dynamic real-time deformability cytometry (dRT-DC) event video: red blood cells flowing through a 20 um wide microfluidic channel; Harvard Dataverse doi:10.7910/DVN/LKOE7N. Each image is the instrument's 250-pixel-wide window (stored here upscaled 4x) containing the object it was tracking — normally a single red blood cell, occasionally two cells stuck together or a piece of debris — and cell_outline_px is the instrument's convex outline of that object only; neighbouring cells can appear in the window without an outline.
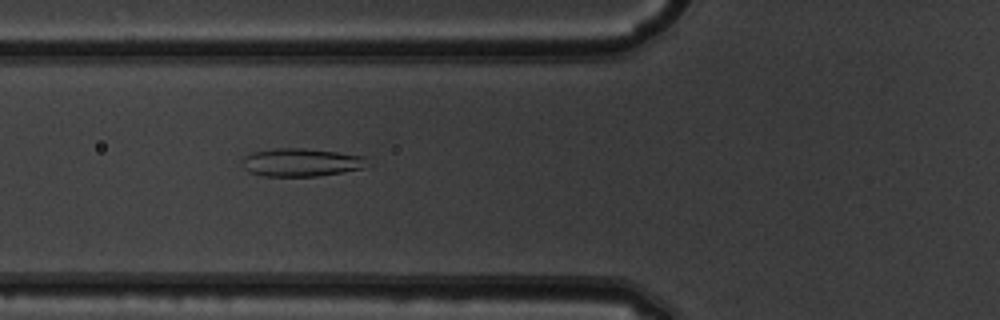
{"species": "common noctule bat (a hibernating species)", "species_latin": "Nyctalus noctula", "temperature_condition": "warm", "stored_images_in_passage": 50, "camera_frame_rate_fps": 3000, "um_per_image_px": 0.085, "animal": {"sex": "male", "body_mass_g": 19.5, "forearm_length_mm": 54.6}, "frame": {"image": 1, "passage_image": 19, "time_ms": 6.0, "image_size_px": [1000, 320], "cell_outline_px": [[372, 164], [360, 168], [344, 172], [316, 176], [264, 176], [248, 172], [244, 168], [244, 156], [252, 152], [276, 148], [304, 148], [368, 156]], "centroid_in_image_um": [25.67, 13.8], "position_along_channel_um": 100.1, "area_um2": 20.63}}
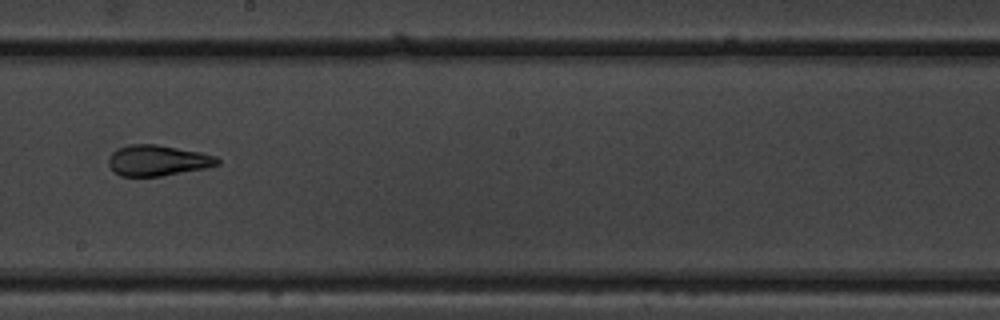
{"frame": {"image": 2, "passage_image": 29, "time_ms": 9.333, "image_size_px": [1000, 320], "cell_outline_px": [[220, 164], [204, 168], [160, 176], [120, 176], [108, 164], [108, 160], [112, 152], [116, 148], [128, 144], [156, 144], [200, 152], [216, 156], [220, 160]], "centroid_in_image_um": [13.39, 13.62], "position_along_channel_um": 234.8, "area_um2": 19.42}}
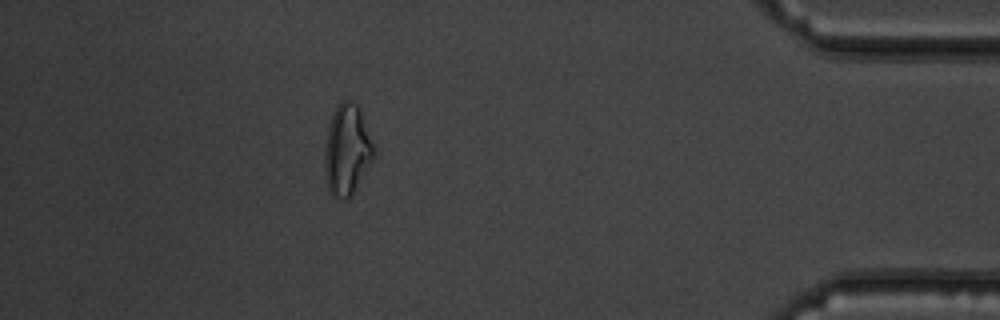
{"frame": {"image": 3, "passage_image": 45, "time_ms": 14.667, "image_size_px": [1000, 320], "cell_outline_px": [[376, 156], [352, 196], [344, 200], [336, 200], [328, 192], [324, 172], [324, 148], [328, 124], [332, 112], [336, 104], [340, 100], [352, 100], [360, 108], [376, 148]], "centroid_in_image_um": [29.5, 12.76], "position_along_channel_um": 405.7, "area_um2": 27.22}, "authors_computed_cell_mechanics": {"area_um2": 23.0622, "velocity_mm_per_s": 4.0374, "shape_relaxation_time_tau1_ms": 7.4639, "shape_relaxation_time_tau2_ms": 1.4076, "deformation_change_tau1": 0.1795, "deformation_change_tau2": 0.0673}}